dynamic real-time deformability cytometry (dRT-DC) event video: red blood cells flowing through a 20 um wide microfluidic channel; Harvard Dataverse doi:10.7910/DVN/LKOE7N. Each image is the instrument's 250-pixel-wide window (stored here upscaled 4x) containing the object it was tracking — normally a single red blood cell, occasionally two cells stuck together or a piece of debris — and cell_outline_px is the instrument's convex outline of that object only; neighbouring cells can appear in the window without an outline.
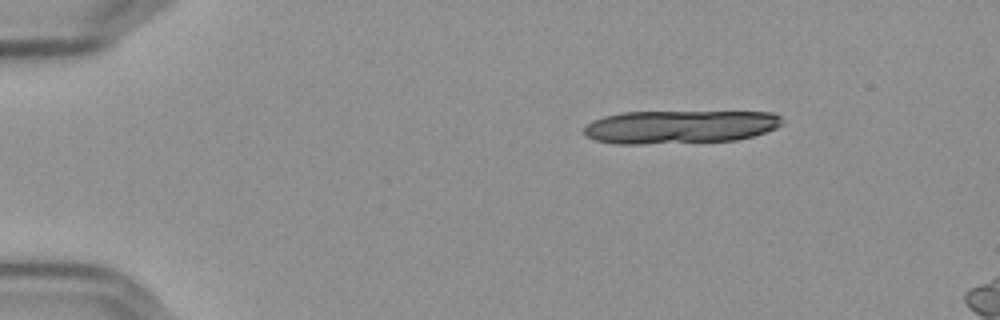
{"species": "Egyptian fruit bat (a non-hibernating species)", "species_latin": "Rousettus aegyptiacus", "temperature_condition": "cold", "stored_images_in_passage": 13, "camera_frame_rate_fps": 3000, "um_per_image_px": 0.085, "frame": {"image": 1, "passage_image": 1, "time_ms": 0.0, "image_size_px": [1000, 320], "cell_outline_px": [[784, 124], [776, 128], [752, 136], [736, 140], [640, 144], [616, 144], [592, 140], [584, 136], [584, 128], [592, 120], [604, 116], [624, 112], [772, 112], [780, 116]], "centroid_in_image_um": [57.75, 10.78], "position_along_channel_um": 27.3, "area_um2": 38.49}}